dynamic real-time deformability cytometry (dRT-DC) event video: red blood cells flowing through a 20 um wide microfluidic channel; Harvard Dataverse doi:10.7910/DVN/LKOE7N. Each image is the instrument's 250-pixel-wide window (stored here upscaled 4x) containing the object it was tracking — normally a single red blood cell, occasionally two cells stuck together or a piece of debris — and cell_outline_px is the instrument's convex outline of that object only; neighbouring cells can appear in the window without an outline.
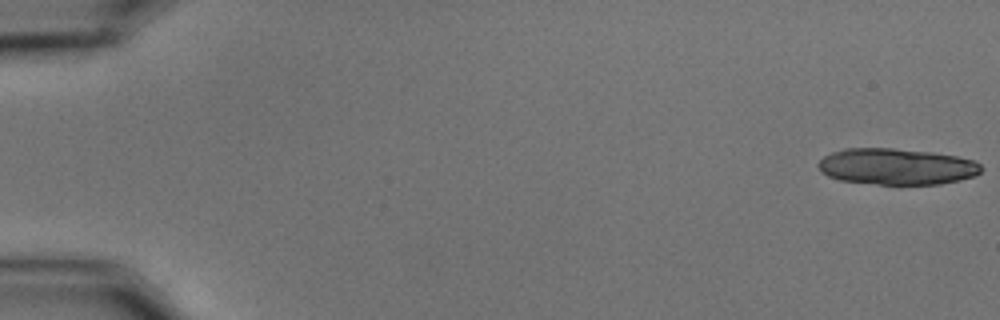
{"species": "common noctule bat (a hibernating species)", "species_latin": "Nyctalus noctula", "temperature_condition": "cold", "stored_images_in_passage": 18, "camera_frame_rate_fps": 3000, "um_per_image_px": 0.085, "animal": {"sex": "male", "body_mass_g": 15.6}, "frame": {"image": 1, "passage_image": 1, "time_ms": 0.0, "image_size_px": [1000, 320], "cell_outline_px": [[984, 168], [976, 176], [960, 180], [940, 184], [876, 184], [840, 180], [828, 176], [820, 172], [816, 164], [824, 156], [832, 152], [844, 148], [892, 148], [932, 152], [956, 156], [976, 160]], "centroid_in_image_um": [76.22, 14.15], "position_along_channel_um": 8.8, "area_um2": 34.74}}